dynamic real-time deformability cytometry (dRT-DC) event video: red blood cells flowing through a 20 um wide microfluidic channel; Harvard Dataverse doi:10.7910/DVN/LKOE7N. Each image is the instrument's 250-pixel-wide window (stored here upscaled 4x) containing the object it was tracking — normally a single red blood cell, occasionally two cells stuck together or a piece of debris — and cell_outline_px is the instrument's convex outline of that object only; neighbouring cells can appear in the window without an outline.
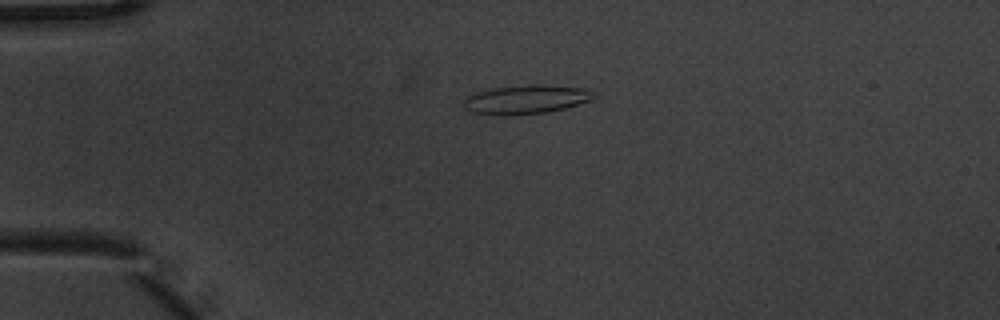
{"species": "common noctule bat (a hibernating species)", "species_latin": "Nyctalus noctula", "temperature_condition": "warm", "stored_images_in_passage": 4, "camera_frame_rate_fps": 3000, "um_per_image_px": 0.085, "animal": {"sex": "male", "body_mass_g": 20.1, "forearm_length_mm": 53.5}, "frame": {"image": 1, "passage_image": 4, "time_ms": 1.0, "image_size_px": [1000, 320], "cell_outline_px": [[596, 96], [592, 100], [564, 108], [544, 112], [472, 112], [464, 108], [460, 104], [464, 96], [496, 88], [528, 84], [544, 84], [584, 88]], "centroid_in_image_um": [44.74, 8.39], "position_along_channel_um": 40.3, "area_um2": 20.87}}